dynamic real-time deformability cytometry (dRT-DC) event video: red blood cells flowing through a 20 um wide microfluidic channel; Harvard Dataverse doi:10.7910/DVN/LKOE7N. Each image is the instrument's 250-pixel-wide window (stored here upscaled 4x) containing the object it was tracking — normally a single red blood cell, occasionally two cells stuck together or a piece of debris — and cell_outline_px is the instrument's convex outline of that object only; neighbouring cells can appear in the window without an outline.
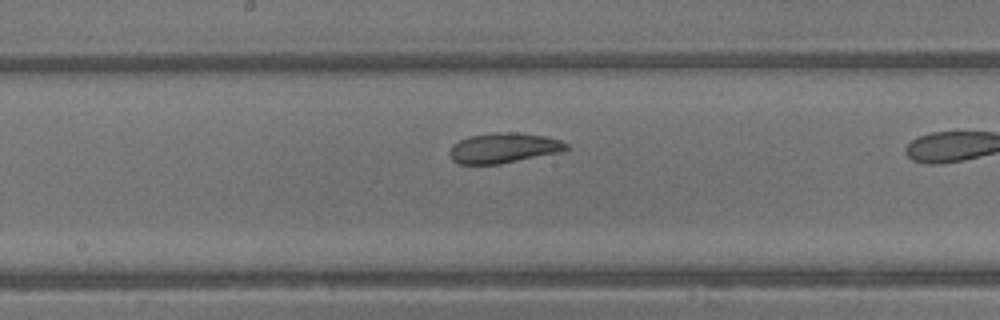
{"species": "common noctule bat (a hibernating species)", "species_latin": "Nyctalus noctula", "temperature_condition": "warm", "stored_images_in_passage": 14, "camera_frame_rate_fps": 3000, "um_per_image_px": 0.085, "animal": {"sex": "male", "body_mass_g": 13.3}, "frame": {"image": 1, "passage_image": 7, "time_ms": 2.0, "image_size_px": [1000, 320], "cell_outline_px": [[572, 148], [560, 152], [500, 164], [456, 164], [452, 160], [448, 152], [452, 144], [460, 140], [472, 136], [496, 132], [516, 132], [544, 136], [560, 140], [568, 144]], "centroid_in_image_um": [42.81, 12.58], "position_along_channel_um": 205.4, "area_um2": 20.58}}
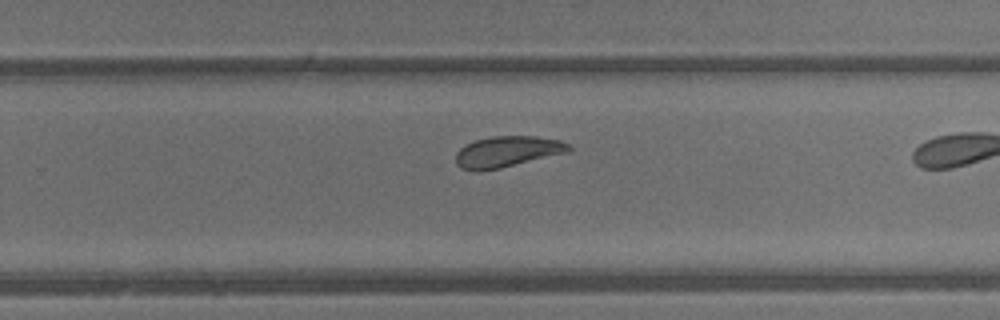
{"frame": {"image": 2, "passage_image": 12, "time_ms": 3.667, "image_size_px": [1000, 320], "cell_outline_px": [[572, 148], [568, 152], [500, 168], [480, 172], [476, 172], [460, 168], [456, 164], [456, 152], [460, 148], [476, 140], [492, 136], [536, 136], [560, 140], [568, 144]], "centroid_in_image_um": [43.09, 12.9], "position_along_channel_um": 286.7, "area_um2": 20.4}}